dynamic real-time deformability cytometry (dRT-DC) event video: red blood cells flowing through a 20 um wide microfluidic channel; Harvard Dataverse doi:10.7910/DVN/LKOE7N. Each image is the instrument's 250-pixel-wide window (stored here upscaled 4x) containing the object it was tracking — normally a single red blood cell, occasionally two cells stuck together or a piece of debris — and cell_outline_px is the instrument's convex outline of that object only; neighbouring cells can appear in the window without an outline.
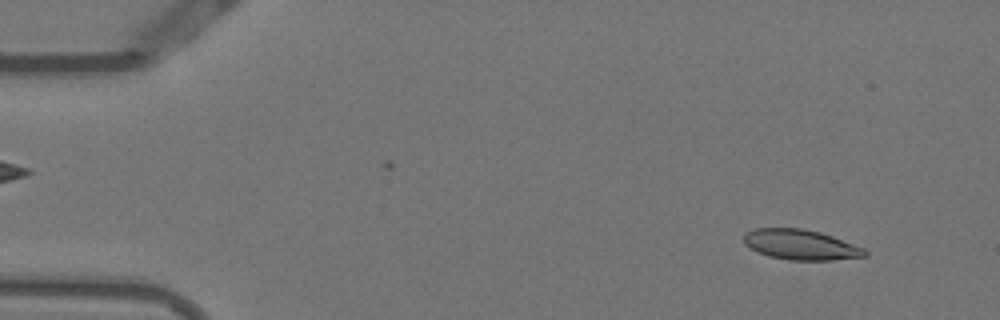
{"species": "Egyptian fruit bat (a non-hibernating species)", "species_latin": "Rousettus aegyptiacus", "temperature_condition": "warm", "stored_images_in_passage": 52, "camera_frame_rate_fps": 3000, "um_per_image_px": 0.085, "animal": {"sex": "female"}, "frame": {"image": 1, "passage_image": 4, "time_ms": 1.0, "image_size_px": [1000, 320], "cell_outline_px": [[868, 256], [832, 260], [788, 260], [768, 256], [756, 252], [744, 244], [744, 232], [752, 228], [804, 228], [820, 232], [832, 236], [864, 248], [868, 252]], "centroid_in_image_um": [68.03, 20.79], "position_along_channel_um": 17.0, "area_um2": 21.56}}
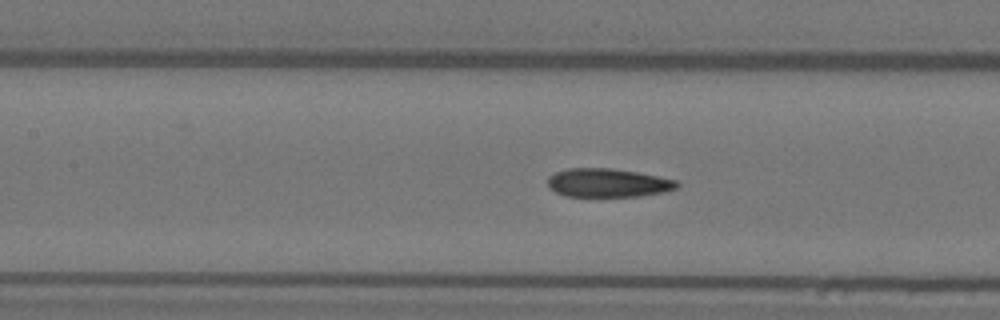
{"frame": {"image": 2, "passage_image": 23, "time_ms": 7.333, "image_size_px": [1000, 320], "cell_outline_px": [[680, 184], [676, 188], [664, 192], [640, 196], [564, 196], [548, 188], [548, 176], [556, 172], [568, 168], [612, 168], [636, 172], [676, 180]], "centroid_in_image_um": [51.64, 15.54], "position_along_channel_um": 155.8, "area_um2": 21.5}}
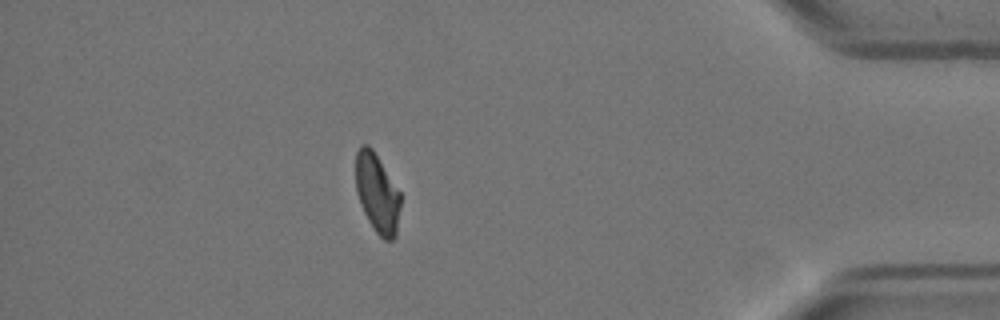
{"frame": {"image": 3, "passage_image": 46, "time_ms": 15.0, "image_size_px": [1000, 320], "cell_outline_px": [[400, 208], [396, 236], [392, 240], [384, 240], [376, 232], [368, 220], [360, 204], [356, 192], [356, 152], [360, 144], [368, 144], [372, 148], [400, 192]], "centroid_in_image_um": [32.05, 16.42], "position_along_channel_um": 403.1, "area_um2": 20.63}, "authors_computed_cell_mechanics": {"area_um2": 22.0218, "velocity_mm_per_s": 3.8016, "shape_relaxation_time_tau1_ms": 7.1075, "shape_relaxation_time_tau2_ms": 1.9771, "deformation_change_tau1": 0.2201, "deformation_change_tau2": 0.0923}}